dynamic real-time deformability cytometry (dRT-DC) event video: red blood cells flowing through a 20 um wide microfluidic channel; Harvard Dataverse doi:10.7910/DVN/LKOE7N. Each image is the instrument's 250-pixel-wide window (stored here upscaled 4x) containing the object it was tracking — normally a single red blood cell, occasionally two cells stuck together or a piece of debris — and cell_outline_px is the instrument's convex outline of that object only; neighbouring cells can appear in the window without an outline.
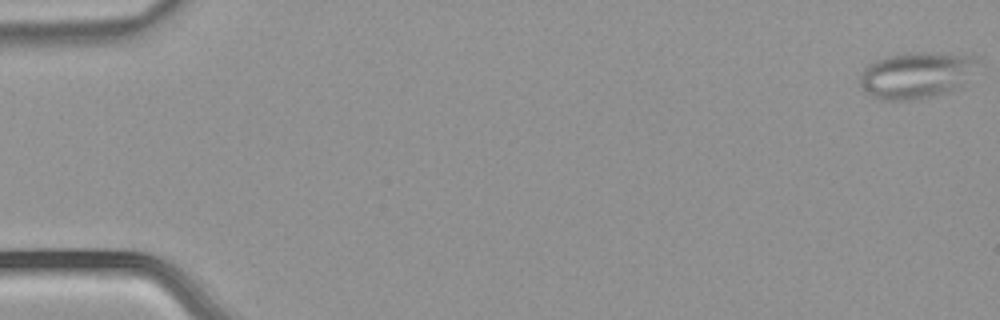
{"species": "common noctule bat (a hibernating species)", "species_latin": "Nyctalus noctula", "temperature_condition": "warm", "stored_images_in_passage": 7, "camera_frame_rate_fps": 3000, "um_per_image_px": 0.085, "animal": {"sex": "male", "body_mass_g": 21.5, "forearm_length_mm": 52.0}, "frame": {"image": 1, "passage_image": 1, "time_ms": 0.0, "image_size_px": [1000, 320], "cell_outline_px": [[976, 60], [964, 84], [960, 88], [948, 92], [916, 100], [880, 100], [872, 96], [860, 84], [860, 76], [864, 68], [868, 64], [876, 60], [892, 56], [916, 52], [920, 52], [976, 56]], "centroid_in_image_um": [77.85, 6.41], "position_along_channel_um": 7.1, "area_um2": 31.21}}